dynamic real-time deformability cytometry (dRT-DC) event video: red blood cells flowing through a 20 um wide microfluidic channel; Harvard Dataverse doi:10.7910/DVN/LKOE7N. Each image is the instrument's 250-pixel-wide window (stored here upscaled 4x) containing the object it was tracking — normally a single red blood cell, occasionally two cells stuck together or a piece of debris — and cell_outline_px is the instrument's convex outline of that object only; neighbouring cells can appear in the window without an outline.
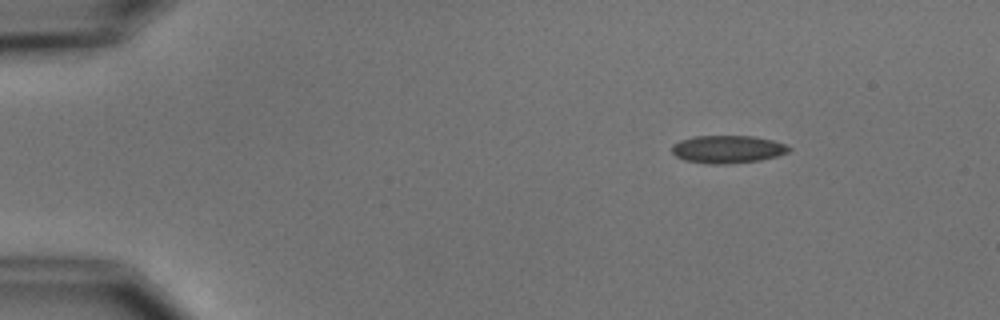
{"species": "common noctule bat (a hibernating species)", "species_latin": "Nyctalus noctula", "temperature_condition": "cold", "stored_images_in_passage": 4, "camera_frame_rate_fps": 3000, "um_per_image_px": 0.085, "animal": {"sex": "male", "body_mass_g": 15.6}, "frame": {"image": 1, "passage_image": 1, "time_ms": 0.0, "image_size_px": [1000, 320], "cell_outline_px": [[792, 148], [788, 152], [776, 156], [760, 160], [728, 164], [708, 164], [684, 160], [676, 156], [672, 152], [672, 144], [680, 140], [692, 136], [752, 136], [772, 140], [784, 144]], "centroid_in_image_um": [61.81, 12.69], "position_along_channel_um": 23.2, "area_um2": 18.96}}
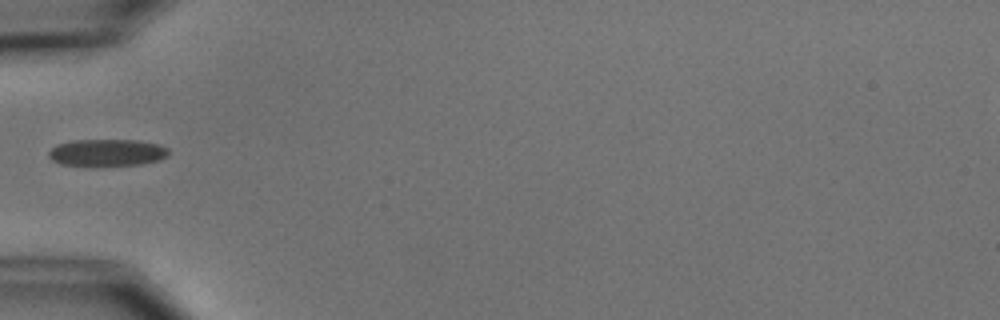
{"frame": {"image": 2, "passage_image": 4, "time_ms": 3.667, "image_size_px": [1000, 320], "cell_outline_px": [[168, 156], [160, 160], [140, 164], [60, 164], [52, 160], [48, 156], [48, 152], [56, 144], [72, 140], [136, 140], [160, 144], [168, 148]], "centroid_in_image_um": [9.11, 12.94], "position_along_channel_um": 75.9, "area_um2": 18.5}}